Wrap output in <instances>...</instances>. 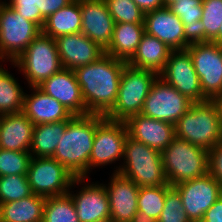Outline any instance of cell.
I'll return each mask as SVG.
<instances>
[{"label":"cell","instance_id":"6da1fadb","mask_svg":"<svg viewBox=\"0 0 222 222\" xmlns=\"http://www.w3.org/2000/svg\"><path fill=\"white\" fill-rule=\"evenodd\" d=\"M126 64L105 53L97 61L73 70L89 114L106 116L113 109Z\"/></svg>","mask_w":222,"mask_h":222},{"label":"cell","instance_id":"7a4b0ae2","mask_svg":"<svg viewBox=\"0 0 222 222\" xmlns=\"http://www.w3.org/2000/svg\"><path fill=\"white\" fill-rule=\"evenodd\" d=\"M95 132L96 115H73L52 158L64 165L74 177H87Z\"/></svg>","mask_w":222,"mask_h":222},{"label":"cell","instance_id":"3957f363","mask_svg":"<svg viewBox=\"0 0 222 222\" xmlns=\"http://www.w3.org/2000/svg\"><path fill=\"white\" fill-rule=\"evenodd\" d=\"M175 137L210 151L222 141V120L211 101L193 103L174 125Z\"/></svg>","mask_w":222,"mask_h":222},{"label":"cell","instance_id":"277c9868","mask_svg":"<svg viewBox=\"0 0 222 222\" xmlns=\"http://www.w3.org/2000/svg\"><path fill=\"white\" fill-rule=\"evenodd\" d=\"M124 163L114 172L132 180L139 188L169 185L161 152L127 136Z\"/></svg>","mask_w":222,"mask_h":222},{"label":"cell","instance_id":"5b68a950","mask_svg":"<svg viewBox=\"0 0 222 222\" xmlns=\"http://www.w3.org/2000/svg\"><path fill=\"white\" fill-rule=\"evenodd\" d=\"M161 159L170 186L208 173V151L178 137L161 151Z\"/></svg>","mask_w":222,"mask_h":222},{"label":"cell","instance_id":"8992f818","mask_svg":"<svg viewBox=\"0 0 222 222\" xmlns=\"http://www.w3.org/2000/svg\"><path fill=\"white\" fill-rule=\"evenodd\" d=\"M157 76L154 71L126 64L121 74L115 106L105 117L126 121L130 116L141 114L145 98Z\"/></svg>","mask_w":222,"mask_h":222},{"label":"cell","instance_id":"52a82bcc","mask_svg":"<svg viewBox=\"0 0 222 222\" xmlns=\"http://www.w3.org/2000/svg\"><path fill=\"white\" fill-rule=\"evenodd\" d=\"M28 86L38 87L62 69L55 39L40 33L14 61Z\"/></svg>","mask_w":222,"mask_h":222},{"label":"cell","instance_id":"ba28073f","mask_svg":"<svg viewBox=\"0 0 222 222\" xmlns=\"http://www.w3.org/2000/svg\"><path fill=\"white\" fill-rule=\"evenodd\" d=\"M33 194L45 198L68 194L71 187L87 177H74L70 171L52 157H32L27 172Z\"/></svg>","mask_w":222,"mask_h":222},{"label":"cell","instance_id":"9c48e42d","mask_svg":"<svg viewBox=\"0 0 222 222\" xmlns=\"http://www.w3.org/2000/svg\"><path fill=\"white\" fill-rule=\"evenodd\" d=\"M42 29L0 0V60L14 62Z\"/></svg>","mask_w":222,"mask_h":222},{"label":"cell","instance_id":"30bf717a","mask_svg":"<svg viewBox=\"0 0 222 222\" xmlns=\"http://www.w3.org/2000/svg\"><path fill=\"white\" fill-rule=\"evenodd\" d=\"M128 129L125 121L111 120L96 115V132L89 158V171L124 158Z\"/></svg>","mask_w":222,"mask_h":222},{"label":"cell","instance_id":"8fae6325","mask_svg":"<svg viewBox=\"0 0 222 222\" xmlns=\"http://www.w3.org/2000/svg\"><path fill=\"white\" fill-rule=\"evenodd\" d=\"M192 104L191 100L158 75L145 98L141 114L175 125Z\"/></svg>","mask_w":222,"mask_h":222},{"label":"cell","instance_id":"7c38bea8","mask_svg":"<svg viewBox=\"0 0 222 222\" xmlns=\"http://www.w3.org/2000/svg\"><path fill=\"white\" fill-rule=\"evenodd\" d=\"M186 50L192 57L203 95L212 100L222 92V46L216 42L192 43Z\"/></svg>","mask_w":222,"mask_h":222},{"label":"cell","instance_id":"4fadbf2b","mask_svg":"<svg viewBox=\"0 0 222 222\" xmlns=\"http://www.w3.org/2000/svg\"><path fill=\"white\" fill-rule=\"evenodd\" d=\"M173 187L179 192L184 211L191 222H201L205 212L222 195L221 184L209 173Z\"/></svg>","mask_w":222,"mask_h":222},{"label":"cell","instance_id":"5bb4252c","mask_svg":"<svg viewBox=\"0 0 222 222\" xmlns=\"http://www.w3.org/2000/svg\"><path fill=\"white\" fill-rule=\"evenodd\" d=\"M159 76L193 103L208 101L202 93L200 79L187 50L172 51Z\"/></svg>","mask_w":222,"mask_h":222},{"label":"cell","instance_id":"9a60e30c","mask_svg":"<svg viewBox=\"0 0 222 222\" xmlns=\"http://www.w3.org/2000/svg\"><path fill=\"white\" fill-rule=\"evenodd\" d=\"M104 186L109 197L110 222H131L138 212L139 187L119 172H114Z\"/></svg>","mask_w":222,"mask_h":222},{"label":"cell","instance_id":"2e32d148","mask_svg":"<svg viewBox=\"0 0 222 222\" xmlns=\"http://www.w3.org/2000/svg\"><path fill=\"white\" fill-rule=\"evenodd\" d=\"M145 32L165 43L171 50H186L184 25L167 6L145 13Z\"/></svg>","mask_w":222,"mask_h":222},{"label":"cell","instance_id":"e0dca14e","mask_svg":"<svg viewBox=\"0 0 222 222\" xmlns=\"http://www.w3.org/2000/svg\"><path fill=\"white\" fill-rule=\"evenodd\" d=\"M62 68L74 70L97 61L105 50L83 33L63 35L55 39Z\"/></svg>","mask_w":222,"mask_h":222},{"label":"cell","instance_id":"ac0fdd59","mask_svg":"<svg viewBox=\"0 0 222 222\" xmlns=\"http://www.w3.org/2000/svg\"><path fill=\"white\" fill-rule=\"evenodd\" d=\"M81 33L104 50L109 46L115 22L104 0H80Z\"/></svg>","mask_w":222,"mask_h":222},{"label":"cell","instance_id":"d6986e66","mask_svg":"<svg viewBox=\"0 0 222 222\" xmlns=\"http://www.w3.org/2000/svg\"><path fill=\"white\" fill-rule=\"evenodd\" d=\"M38 87L59 101L73 115L89 114L73 70L62 68Z\"/></svg>","mask_w":222,"mask_h":222},{"label":"cell","instance_id":"ffe728a7","mask_svg":"<svg viewBox=\"0 0 222 222\" xmlns=\"http://www.w3.org/2000/svg\"><path fill=\"white\" fill-rule=\"evenodd\" d=\"M78 193L69 190L79 222H110L109 197L104 184L83 183Z\"/></svg>","mask_w":222,"mask_h":222},{"label":"cell","instance_id":"44dd1931","mask_svg":"<svg viewBox=\"0 0 222 222\" xmlns=\"http://www.w3.org/2000/svg\"><path fill=\"white\" fill-rule=\"evenodd\" d=\"M125 123L130 137L159 152L166 149L175 137L174 124L142 114L130 116Z\"/></svg>","mask_w":222,"mask_h":222},{"label":"cell","instance_id":"7402d4cb","mask_svg":"<svg viewBox=\"0 0 222 222\" xmlns=\"http://www.w3.org/2000/svg\"><path fill=\"white\" fill-rule=\"evenodd\" d=\"M29 88H32L33 94L25 93L23 113L34 125L69 121L73 116L59 101L39 87Z\"/></svg>","mask_w":222,"mask_h":222},{"label":"cell","instance_id":"603a6c76","mask_svg":"<svg viewBox=\"0 0 222 222\" xmlns=\"http://www.w3.org/2000/svg\"><path fill=\"white\" fill-rule=\"evenodd\" d=\"M33 129L23 112L0 115V149L30 152Z\"/></svg>","mask_w":222,"mask_h":222},{"label":"cell","instance_id":"cb8c5ba5","mask_svg":"<svg viewBox=\"0 0 222 222\" xmlns=\"http://www.w3.org/2000/svg\"><path fill=\"white\" fill-rule=\"evenodd\" d=\"M172 51L165 43L145 32L134 55L126 63L139 69L154 71L159 75L164 70Z\"/></svg>","mask_w":222,"mask_h":222},{"label":"cell","instance_id":"d4e9b609","mask_svg":"<svg viewBox=\"0 0 222 222\" xmlns=\"http://www.w3.org/2000/svg\"><path fill=\"white\" fill-rule=\"evenodd\" d=\"M144 33V24L115 23L112 40L105 53L127 62L134 55Z\"/></svg>","mask_w":222,"mask_h":222},{"label":"cell","instance_id":"484cf974","mask_svg":"<svg viewBox=\"0 0 222 222\" xmlns=\"http://www.w3.org/2000/svg\"><path fill=\"white\" fill-rule=\"evenodd\" d=\"M82 14L80 0H73L46 18L42 33L53 39L63 35L81 33Z\"/></svg>","mask_w":222,"mask_h":222},{"label":"cell","instance_id":"4316f807","mask_svg":"<svg viewBox=\"0 0 222 222\" xmlns=\"http://www.w3.org/2000/svg\"><path fill=\"white\" fill-rule=\"evenodd\" d=\"M46 198L29 197L0 204V222H42Z\"/></svg>","mask_w":222,"mask_h":222},{"label":"cell","instance_id":"83f0119b","mask_svg":"<svg viewBox=\"0 0 222 222\" xmlns=\"http://www.w3.org/2000/svg\"><path fill=\"white\" fill-rule=\"evenodd\" d=\"M69 121L34 125L30 153L32 157H52Z\"/></svg>","mask_w":222,"mask_h":222},{"label":"cell","instance_id":"f1b7e54d","mask_svg":"<svg viewBox=\"0 0 222 222\" xmlns=\"http://www.w3.org/2000/svg\"><path fill=\"white\" fill-rule=\"evenodd\" d=\"M14 77L0 65V115L23 112L25 92Z\"/></svg>","mask_w":222,"mask_h":222},{"label":"cell","instance_id":"f546056e","mask_svg":"<svg viewBox=\"0 0 222 222\" xmlns=\"http://www.w3.org/2000/svg\"><path fill=\"white\" fill-rule=\"evenodd\" d=\"M42 222H79L75 204L69 194L47 197Z\"/></svg>","mask_w":222,"mask_h":222},{"label":"cell","instance_id":"4dcf8cb0","mask_svg":"<svg viewBox=\"0 0 222 222\" xmlns=\"http://www.w3.org/2000/svg\"><path fill=\"white\" fill-rule=\"evenodd\" d=\"M170 185L139 188L137 206L138 212L158 220L164 208L165 197Z\"/></svg>","mask_w":222,"mask_h":222},{"label":"cell","instance_id":"1f68e13d","mask_svg":"<svg viewBox=\"0 0 222 222\" xmlns=\"http://www.w3.org/2000/svg\"><path fill=\"white\" fill-rule=\"evenodd\" d=\"M201 21L204 25V42H216L222 24V0H203Z\"/></svg>","mask_w":222,"mask_h":222},{"label":"cell","instance_id":"d6a6232c","mask_svg":"<svg viewBox=\"0 0 222 222\" xmlns=\"http://www.w3.org/2000/svg\"><path fill=\"white\" fill-rule=\"evenodd\" d=\"M32 194L27 175L0 177V204L20 200Z\"/></svg>","mask_w":222,"mask_h":222},{"label":"cell","instance_id":"836d02e7","mask_svg":"<svg viewBox=\"0 0 222 222\" xmlns=\"http://www.w3.org/2000/svg\"><path fill=\"white\" fill-rule=\"evenodd\" d=\"M115 23L144 24L145 13L133 0H104Z\"/></svg>","mask_w":222,"mask_h":222},{"label":"cell","instance_id":"e575fe53","mask_svg":"<svg viewBox=\"0 0 222 222\" xmlns=\"http://www.w3.org/2000/svg\"><path fill=\"white\" fill-rule=\"evenodd\" d=\"M31 158L30 152L0 149V177L27 175Z\"/></svg>","mask_w":222,"mask_h":222},{"label":"cell","instance_id":"d590c367","mask_svg":"<svg viewBox=\"0 0 222 222\" xmlns=\"http://www.w3.org/2000/svg\"><path fill=\"white\" fill-rule=\"evenodd\" d=\"M157 222H191L184 211L180 194L173 186L166 193L164 208Z\"/></svg>","mask_w":222,"mask_h":222},{"label":"cell","instance_id":"8d00e7d4","mask_svg":"<svg viewBox=\"0 0 222 222\" xmlns=\"http://www.w3.org/2000/svg\"><path fill=\"white\" fill-rule=\"evenodd\" d=\"M202 2L203 0H178L167 7L181 19L183 25H187L201 20L203 13Z\"/></svg>","mask_w":222,"mask_h":222},{"label":"cell","instance_id":"74e56055","mask_svg":"<svg viewBox=\"0 0 222 222\" xmlns=\"http://www.w3.org/2000/svg\"><path fill=\"white\" fill-rule=\"evenodd\" d=\"M5 3L22 15L24 19L36 23L41 29L43 28L46 19L36 7V0H9Z\"/></svg>","mask_w":222,"mask_h":222},{"label":"cell","instance_id":"f35d334b","mask_svg":"<svg viewBox=\"0 0 222 222\" xmlns=\"http://www.w3.org/2000/svg\"><path fill=\"white\" fill-rule=\"evenodd\" d=\"M208 173L222 186V141L208 151Z\"/></svg>","mask_w":222,"mask_h":222},{"label":"cell","instance_id":"ab89813d","mask_svg":"<svg viewBox=\"0 0 222 222\" xmlns=\"http://www.w3.org/2000/svg\"><path fill=\"white\" fill-rule=\"evenodd\" d=\"M72 1L73 0H36V7L39 8L41 15L46 19Z\"/></svg>","mask_w":222,"mask_h":222},{"label":"cell","instance_id":"60d3db41","mask_svg":"<svg viewBox=\"0 0 222 222\" xmlns=\"http://www.w3.org/2000/svg\"><path fill=\"white\" fill-rule=\"evenodd\" d=\"M184 35L189 45L204 42V25L202 21L198 20L196 23L184 25Z\"/></svg>","mask_w":222,"mask_h":222},{"label":"cell","instance_id":"b9f144b4","mask_svg":"<svg viewBox=\"0 0 222 222\" xmlns=\"http://www.w3.org/2000/svg\"><path fill=\"white\" fill-rule=\"evenodd\" d=\"M201 222H222V195L205 212Z\"/></svg>","mask_w":222,"mask_h":222},{"label":"cell","instance_id":"7bdbcfd3","mask_svg":"<svg viewBox=\"0 0 222 222\" xmlns=\"http://www.w3.org/2000/svg\"><path fill=\"white\" fill-rule=\"evenodd\" d=\"M133 1L144 13L165 6L164 0H133Z\"/></svg>","mask_w":222,"mask_h":222},{"label":"cell","instance_id":"ee69618b","mask_svg":"<svg viewBox=\"0 0 222 222\" xmlns=\"http://www.w3.org/2000/svg\"><path fill=\"white\" fill-rule=\"evenodd\" d=\"M131 222H157L154 218L144 214L142 212H137L133 217Z\"/></svg>","mask_w":222,"mask_h":222},{"label":"cell","instance_id":"f6af8a7d","mask_svg":"<svg viewBox=\"0 0 222 222\" xmlns=\"http://www.w3.org/2000/svg\"><path fill=\"white\" fill-rule=\"evenodd\" d=\"M211 101L216 105L218 115L222 120V92L216 95Z\"/></svg>","mask_w":222,"mask_h":222},{"label":"cell","instance_id":"bcb514c9","mask_svg":"<svg viewBox=\"0 0 222 222\" xmlns=\"http://www.w3.org/2000/svg\"><path fill=\"white\" fill-rule=\"evenodd\" d=\"M216 43L222 46V24L219 28V39L216 41Z\"/></svg>","mask_w":222,"mask_h":222},{"label":"cell","instance_id":"7dc6e473","mask_svg":"<svg viewBox=\"0 0 222 222\" xmlns=\"http://www.w3.org/2000/svg\"><path fill=\"white\" fill-rule=\"evenodd\" d=\"M178 1V0H164L165 6H168L169 4Z\"/></svg>","mask_w":222,"mask_h":222}]
</instances>
